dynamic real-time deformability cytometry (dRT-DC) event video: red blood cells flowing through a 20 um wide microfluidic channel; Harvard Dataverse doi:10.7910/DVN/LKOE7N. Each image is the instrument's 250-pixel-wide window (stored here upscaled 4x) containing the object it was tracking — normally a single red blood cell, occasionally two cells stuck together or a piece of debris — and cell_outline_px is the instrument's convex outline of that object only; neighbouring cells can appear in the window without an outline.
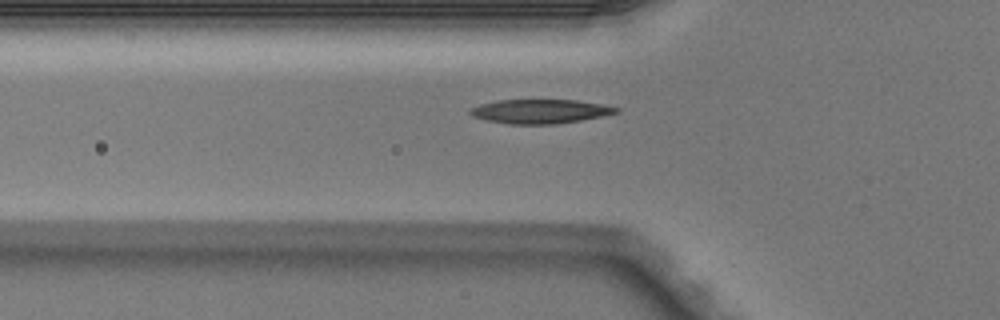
{"species": "Egyptian fruit bat (a non-hibernating species)", "species_latin": "Rousettus aegyptiacus", "temperature_condition": "warm", "stored_images_in_passage": 3, "camera_frame_rate_fps": 3000, "um_per_image_px": 0.085, "animal": {"sex": "male"}, "frame": {"image": 1, "passage_image": 3, "time_ms": 0.667, "image_size_px": [1000, 320], "cell_outline_px": [[620, 112], [580, 120], [556, 124], [508, 124], [488, 120], [472, 116], [468, 112], [468, 108], [480, 104], [496, 100], [576, 100], [604, 104], [620, 108]], "centroid_in_image_um": [45.89, 9.46], "position_along_channel_um": 79.9, "area_um2": 20.58}}